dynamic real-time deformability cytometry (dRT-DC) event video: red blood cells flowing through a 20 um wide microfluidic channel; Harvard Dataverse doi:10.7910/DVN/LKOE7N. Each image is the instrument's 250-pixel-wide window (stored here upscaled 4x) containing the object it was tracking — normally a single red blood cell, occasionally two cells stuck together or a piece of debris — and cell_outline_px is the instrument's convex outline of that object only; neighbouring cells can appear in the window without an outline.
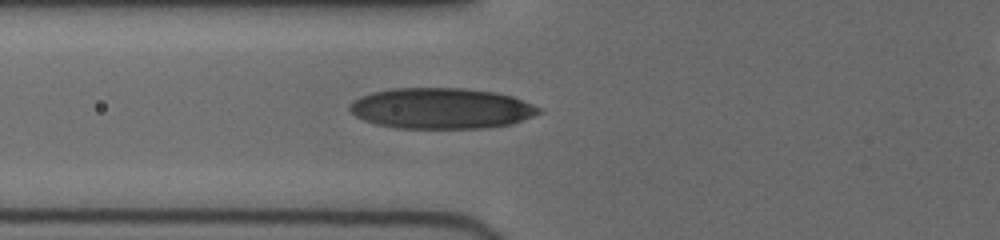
{"species": "human", "species_latin": "Homo sapiens", "temperature_condition": "cold", "stored_images_in_passage": 4, "camera_frame_rate_fps": 3000, "um_per_image_px": 0.085, "donor": {"sex": "female"}, "frame": {"image": 1, "passage_image": 4, "time_ms": 3.333, "image_size_px": [1000, 240], "cell_outline_px": [[544, 112], [512, 124], [488, 128], [400, 128], [376, 124], [364, 120], [356, 116], [348, 108], [348, 104], [352, 100], [360, 96], [372, 92], [392, 88], [464, 88], [496, 92], [512, 96], [532, 104], [540, 108]], "centroid_in_image_um": [37.51, 9.21], "position_along_channel_um": 88.3, "area_um2": 45.26}}